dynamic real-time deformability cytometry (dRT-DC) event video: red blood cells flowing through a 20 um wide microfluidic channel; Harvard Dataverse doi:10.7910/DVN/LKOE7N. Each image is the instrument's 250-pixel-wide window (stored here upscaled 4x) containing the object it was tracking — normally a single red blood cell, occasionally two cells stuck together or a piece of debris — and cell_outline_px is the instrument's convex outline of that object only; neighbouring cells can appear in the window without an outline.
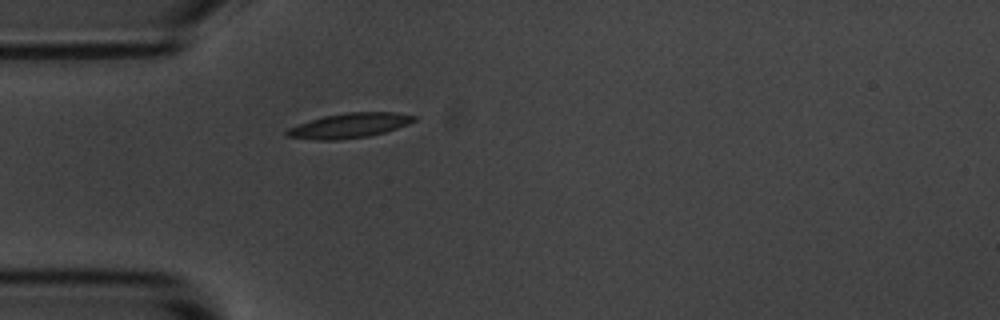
{"species": "common noctule bat (a hibernating species)", "species_latin": "Nyctalus noctula", "temperature_condition": "room temperature", "stored_images_in_passage": 1, "camera_frame_rate_fps": 3000, "um_per_image_px": 0.085, "animal": {"sex": "male", "body_mass_g": 20.1, "forearm_length_mm": 53.5}, "frame": {"image": 1, "passage_image": 1, "time_ms": 0.0, "image_size_px": [1000, 320], "cell_outline_px": [[416, 120], [408, 124], [384, 132], [368, 136], [336, 140], [316, 140], [288, 136], [284, 132], [288, 128], [324, 116], [344, 112], [396, 112], [416, 116]], "centroid_in_image_um": [29.72, 10.66], "position_along_channel_um": 55.3, "area_um2": 18.15}}